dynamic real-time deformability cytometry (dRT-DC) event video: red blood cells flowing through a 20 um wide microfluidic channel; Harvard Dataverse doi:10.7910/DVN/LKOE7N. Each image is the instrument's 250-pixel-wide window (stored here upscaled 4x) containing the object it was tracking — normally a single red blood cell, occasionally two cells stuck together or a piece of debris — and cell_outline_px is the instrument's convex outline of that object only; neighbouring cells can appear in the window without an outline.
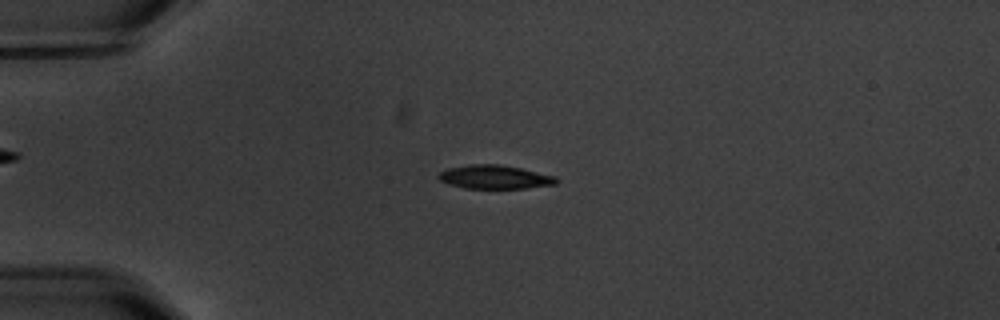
{"species": "common noctule bat (a hibernating species)", "species_latin": "Nyctalus noctula", "temperature_condition": "warm", "stored_images_in_passage": 3, "camera_frame_rate_fps": 3000, "um_per_image_px": 0.085, "animal": {"sex": "male", "body_mass_g": 20.1, "forearm_length_mm": 53.5}, "frame": {"image": 1, "passage_image": 2, "time_ms": 2.0, "image_size_px": [1000, 320], "cell_outline_px": [[560, 180], [556, 184], [524, 188], [464, 188], [448, 184], [440, 180], [436, 176], [440, 172], [448, 168], [468, 164], [500, 164], [520, 168], [556, 176]], "centroid_in_image_um": [42.04, 15.04], "position_along_channel_um": 43.0, "area_um2": 16.3}}